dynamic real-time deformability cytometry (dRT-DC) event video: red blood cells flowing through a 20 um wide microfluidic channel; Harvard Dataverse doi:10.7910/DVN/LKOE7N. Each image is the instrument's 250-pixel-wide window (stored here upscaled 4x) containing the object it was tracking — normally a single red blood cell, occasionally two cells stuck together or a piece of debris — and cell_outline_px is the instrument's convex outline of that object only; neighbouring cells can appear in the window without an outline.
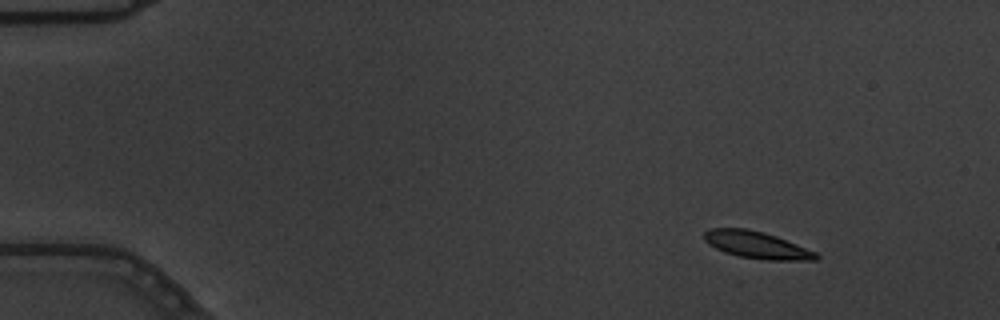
{"species": "common noctule bat (a hibernating species)", "species_latin": "Nyctalus noctula", "temperature_condition": "warm", "stored_images_in_passage": 16, "camera_frame_rate_fps": 3000, "um_per_image_px": 0.085, "animal": {"sex": "male", "body_mass_g": 19.5, "forearm_length_mm": 54.6}, "frame": {"image": 1, "passage_image": 3, "time_ms": 0.667, "image_size_px": [1000, 320], "cell_outline_px": [[820, 260], [768, 260], [740, 256], [724, 252], [708, 244], [704, 240], [704, 232], [708, 228], [748, 228], [764, 232], [776, 236], [816, 252], [820, 256]], "centroid_in_image_um": [64.31, 20.81], "position_along_channel_um": 20.7, "area_um2": 17.63}}
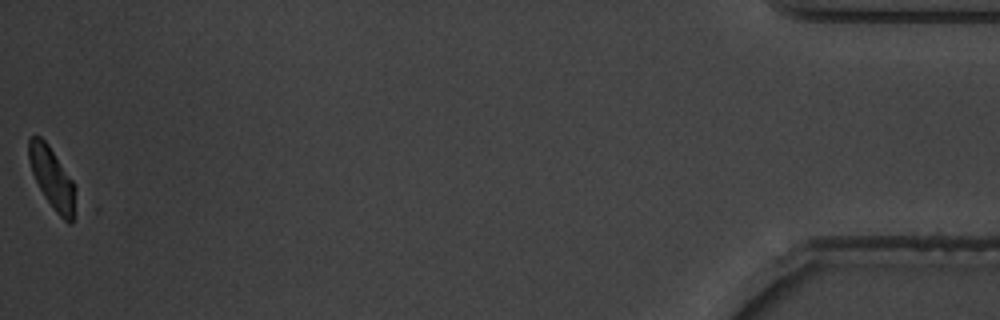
{"frame": {"image": 2, "passage_image": 16, "time_ms": 5.0, "image_size_px": [1000, 320], "cell_outline_px": [[76, 188], [72, 224], [68, 224], [56, 212], [44, 196], [32, 172], [28, 160], [28, 136], [40, 136], [48, 144], [72, 180]], "centroid_in_image_um": [4.41, 15.12], "position_along_channel_um": 430.8, "area_um2": 16.47}}